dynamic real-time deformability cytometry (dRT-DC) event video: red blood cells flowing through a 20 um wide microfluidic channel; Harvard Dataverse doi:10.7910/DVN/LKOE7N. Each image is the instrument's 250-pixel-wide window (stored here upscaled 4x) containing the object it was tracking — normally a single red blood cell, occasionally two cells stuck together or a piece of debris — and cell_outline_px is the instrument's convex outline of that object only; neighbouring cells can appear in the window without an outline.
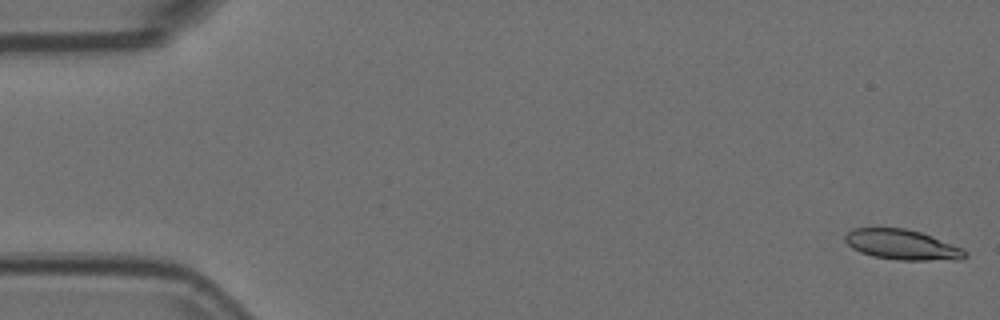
{"species": "Egyptian fruit bat (a non-hibernating species)", "species_latin": "Rousettus aegyptiacus", "temperature_condition": "room temperature", "stored_images_in_passage": 15, "camera_frame_rate_fps": 3000, "um_per_image_px": 0.085, "animal": {"sex": "female"}, "frame": {"image": 1, "passage_image": 1, "time_ms": 0.0, "image_size_px": [1000, 320], "cell_outline_px": [[968, 256], [960, 260], [900, 260], [872, 256], [860, 252], [852, 248], [844, 240], [844, 236], [852, 228], [904, 228], [920, 232], [932, 236], [964, 248], [968, 252]], "centroid_in_image_um": [76.72, 20.8], "position_along_channel_um": 8.3, "area_um2": 21.27}}